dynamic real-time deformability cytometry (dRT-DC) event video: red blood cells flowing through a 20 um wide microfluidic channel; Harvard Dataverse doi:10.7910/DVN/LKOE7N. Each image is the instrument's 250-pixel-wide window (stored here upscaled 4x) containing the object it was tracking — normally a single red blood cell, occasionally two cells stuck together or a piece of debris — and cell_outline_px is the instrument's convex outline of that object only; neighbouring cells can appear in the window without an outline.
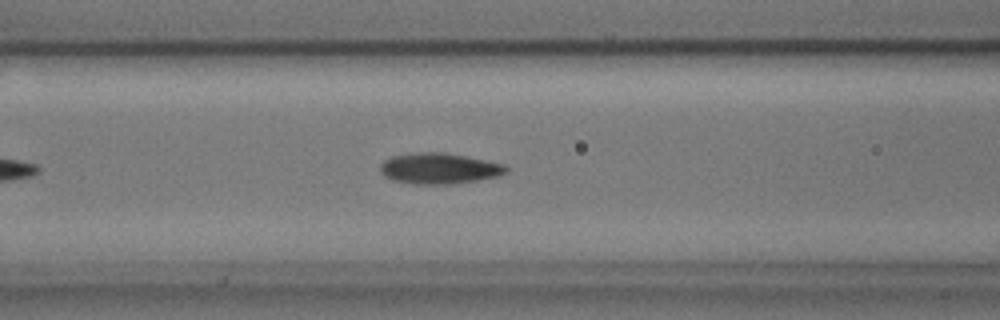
{"species": "common noctule bat (a hibernating species)", "species_latin": "Nyctalus noctula", "temperature_condition": "cold", "stored_images_in_passage": 38, "camera_frame_rate_fps": 3000, "um_per_image_px": 0.085, "animal": {"sex": "male", "body_mass_g": 17.9, "forearm_length_mm": 54.2}, "frame": {"image": 1, "passage_image": 11, "time_ms": 3.333, "image_size_px": [1000, 320], "cell_outline_px": [[508, 172], [500, 176], [476, 180], [448, 184], [416, 184], [392, 180], [384, 176], [380, 172], [380, 164], [384, 160], [392, 156], [412, 152], [444, 152], [504, 164], [508, 168]], "centroid_in_image_um": [37.3, 14.31], "position_along_channel_um": 129.3, "area_um2": 22.66}}
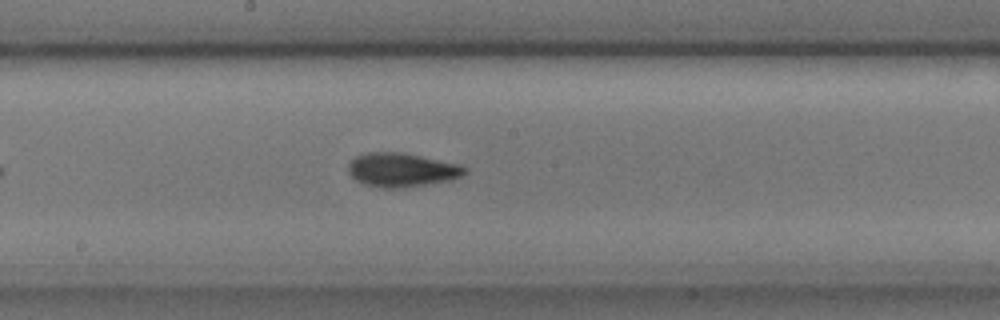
{"frame": {"image": 2, "passage_image": 18, "time_ms": 5.667, "image_size_px": [1000, 320], "cell_outline_px": [[468, 172], [452, 180], [400, 188], [380, 188], [364, 184], [356, 180], [348, 172], [348, 164], [356, 156], [368, 152], [404, 152], [460, 164], [468, 168]], "centroid_in_image_um": [34.17, 14.43], "position_along_channel_um": 214.0, "area_um2": 23.18}}
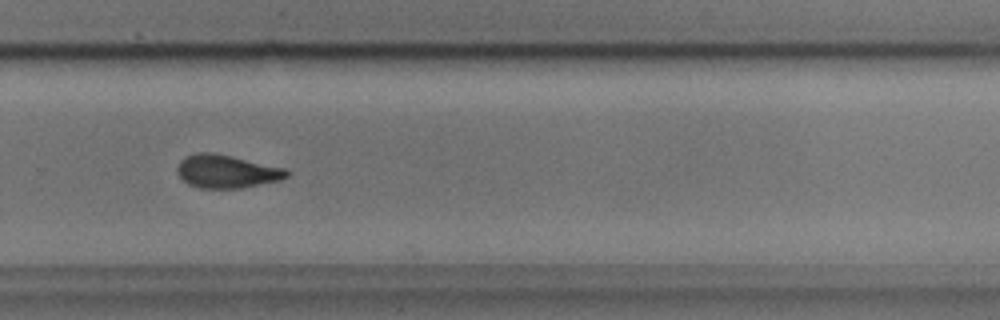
{"frame": {"image": 3, "passage_image": 26, "time_ms": 8.333, "image_size_px": [1000, 320], "cell_outline_px": [[292, 172], [288, 176], [280, 180], [244, 188], [200, 188], [188, 184], [176, 172], [176, 168], [180, 160], [184, 156], [200, 152], [212, 152], [232, 156], [288, 168]], "centroid_in_image_um": [19.3, 14.56], "position_along_channel_um": 310.5, "area_um2": 21.5}, "authors_computed_cell_mechanics": {"area_um2": 21.6461, "velocity_mm_per_s": 3.6336, "shape_relaxation_time_tau1_ms": 3.5455, "shape_relaxation_time_tau2_ms": 2.7662, "deformation_change_tau1": 0.1059, "deformation_change_tau2": 0.0885}}